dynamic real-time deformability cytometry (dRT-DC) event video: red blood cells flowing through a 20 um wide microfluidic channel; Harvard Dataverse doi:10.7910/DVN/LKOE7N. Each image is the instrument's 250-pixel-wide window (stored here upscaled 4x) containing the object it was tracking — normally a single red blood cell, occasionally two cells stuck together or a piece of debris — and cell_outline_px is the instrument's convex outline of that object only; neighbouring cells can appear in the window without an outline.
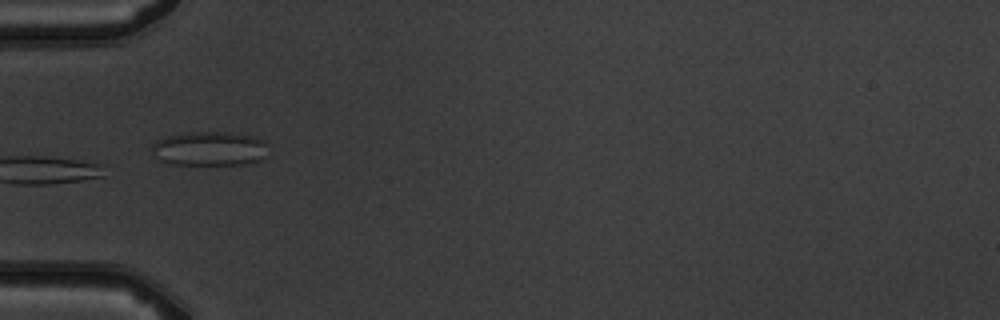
{"species": "common noctule bat (a hibernating species)", "species_latin": "Nyctalus noctula", "temperature_condition": "warm", "stored_images_in_passage": 6, "camera_frame_rate_fps": 3000, "um_per_image_px": 0.085, "animal": {"sex": "male", "body_mass_g": 19.5, "forearm_length_mm": 54.6}, "frame": {"image": 1, "passage_image": 3, "time_ms": 2.333, "image_size_px": [1000, 320], "cell_outline_px": [[264, 156], [260, 160], [244, 164], [172, 164], [160, 160], [148, 148], [156, 140], [168, 136], [192, 132], [228, 132], [252, 136], [264, 140]], "centroid_in_image_um": [17.74, 12.63], "position_along_channel_um": 67.3, "area_um2": 22.95}}
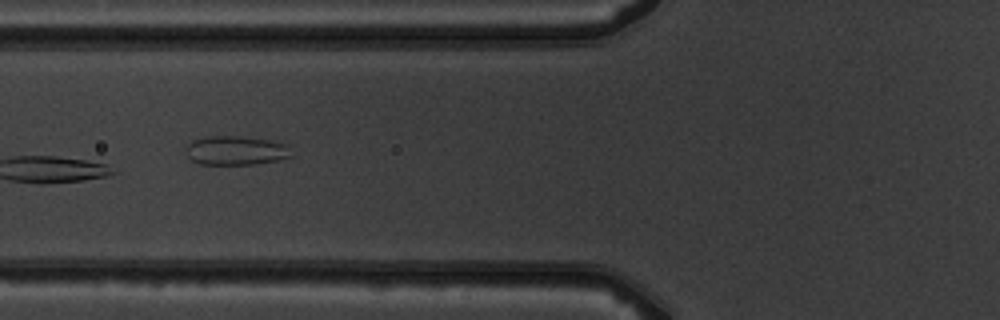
{"frame": {"image": 2, "passage_image": 4, "time_ms": 3.333, "image_size_px": [1000, 320], "cell_outline_px": [[292, 156], [276, 160], [256, 164], [200, 164], [192, 160], [184, 152], [184, 148], [192, 140], [204, 136], [240, 136], [268, 140], [288, 144]], "centroid_in_image_um": [20.0, 12.78], "position_along_channel_um": 105.8, "area_um2": 17.98}}
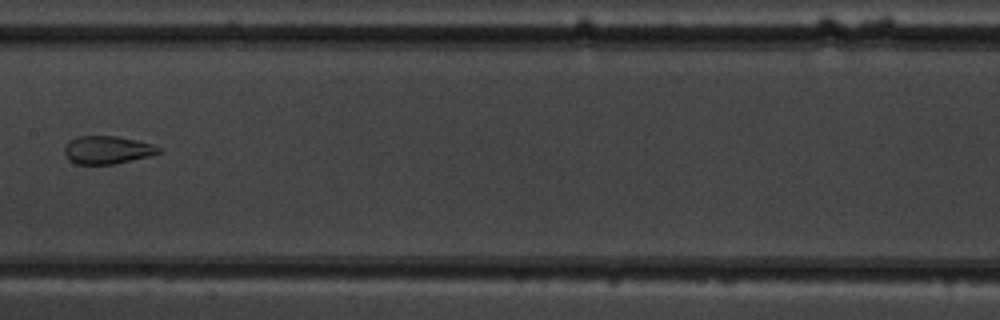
{"frame": {"image": 3, "passage_image": 6, "time_ms": 5.667, "image_size_px": [1000, 320], "cell_outline_px": [[164, 148], [160, 152], [152, 156], [112, 164], [76, 164], [68, 160], [64, 156], [64, 148], [68, 140], [76, 136], [116, 136], [136, 140], [152, 144]], "centroid_in_image_um": [9.11, 12.74], "position_along_channel_um": 198.3, "area_um2": 15.61}}